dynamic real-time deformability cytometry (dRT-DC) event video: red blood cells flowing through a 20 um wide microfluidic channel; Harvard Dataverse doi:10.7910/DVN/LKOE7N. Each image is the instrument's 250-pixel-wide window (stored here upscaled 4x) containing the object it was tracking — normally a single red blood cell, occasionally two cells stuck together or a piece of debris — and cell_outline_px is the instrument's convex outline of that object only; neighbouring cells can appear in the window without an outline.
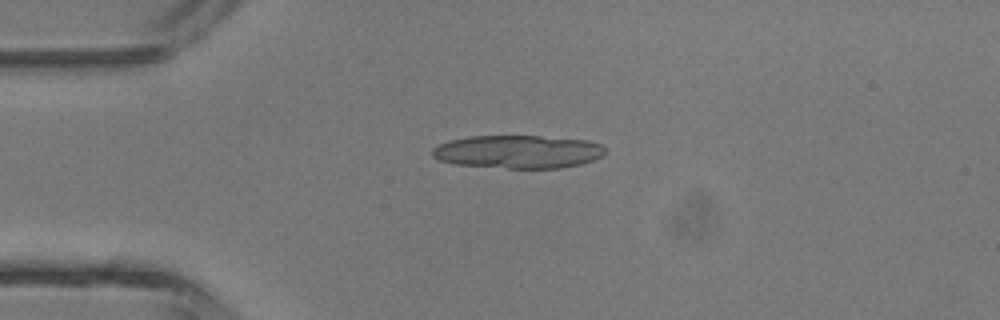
{"species": "common noctule bat (a hibernating species)", "species_latin": "Nyctalus noctula", "temperature_condition": "room temperature", "stored_images_in_passage": 3, "segment_of_instrument_passage": [1, 2], "camera_frame_rate_fps": 3000, "um_per_image_px": 0.085, "animal": {"sex": "male", "body_mass_g": 13.3}, "frame": {"image": 1, "passage_image": 1, "time_ms": 0.0, "image_size_px": [1000, 320], "cell_outline_px": [[604, 152], [600, 156], [592, 160], [580, 164], [560, 168], [508, 168], [456, 164], [440, 160], [432, 156], [432, 148], [448, 140], [468, 136], [540, 136], [588, 140], [600, 144], [604, 148]], "centroid_in_image_um": [44.0, 12.89], "position_along_channel_um": 41.0, "area_um2": 33.23}}